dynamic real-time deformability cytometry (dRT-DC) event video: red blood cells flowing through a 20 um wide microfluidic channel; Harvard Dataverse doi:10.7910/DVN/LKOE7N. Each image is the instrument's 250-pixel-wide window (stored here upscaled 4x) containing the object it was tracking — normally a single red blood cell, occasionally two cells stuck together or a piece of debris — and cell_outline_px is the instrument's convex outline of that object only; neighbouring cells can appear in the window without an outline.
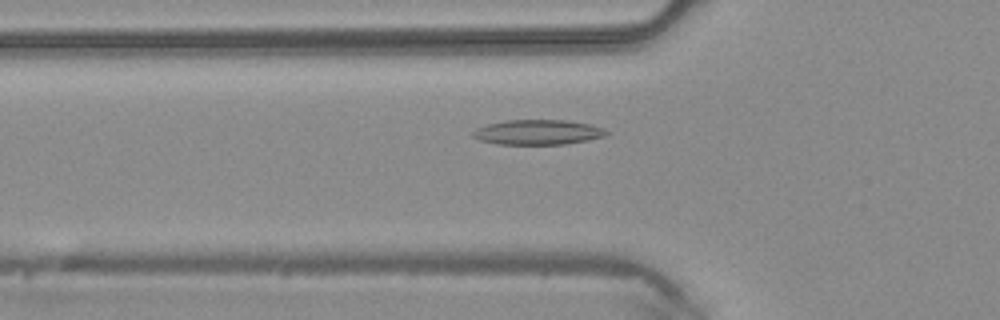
{"species": "common noctule bat (a hibernating species)", "species_latin": "Nyctalus noctula", "temperature_condition": "warm", "stored_images_in_passage": 42, "camera_frame_rate_fps": 3000, "um_per_image_px": 0.085, "animal": {"sex": "male", "body_mass_g": 20.4}, "frame": {"image": 1, "passage_image": 15, "time_ms": 4.667, "image_size_px": [1000, 320], "cell_outline_px": [[608, 132], [604, 136], [588, 140], [564, 144], [496, 144], [480, 140], [472, 136], [472, 132], [476, 128], [488, 124], [504, 120], [564, 120], [588, 124], [604, 128]], "centroid_in_image_um": [45.68, 11.24], "position_along_channel_um": 80.1, "area_um2": 19.31}}
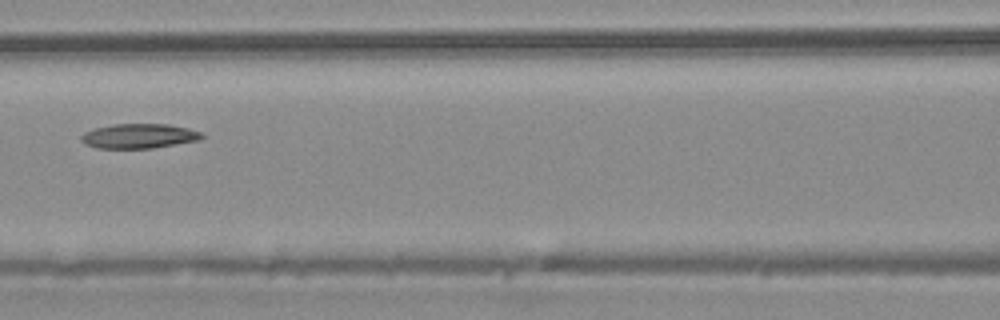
{"frame": {"image": 2, "passage_image": 20, "time_ms": 6.333, "image_size_px": [1000, 320], "cell_outline_px": [[204, 136], [200, 140], [152, 148], [96, 148], [84, 144], [80, 140], [80, 136], [84, 132], [92, 128], [112, 124], [168, 124], [188, 128], [200, 132]], "centroid_in_image_um": [11.76, 11.56], "position_along_channel_um": 154.8, "area_um2": 17.46}}
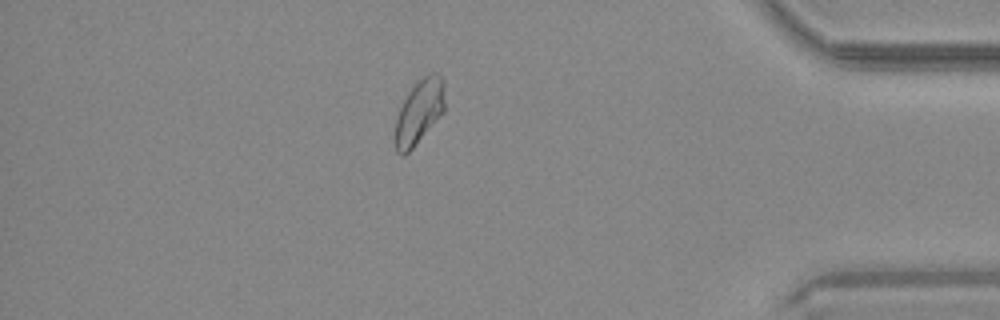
{"frame": {"image": 3, "passage_image": 39, "time_ms": 12.667, "image_size_px": [1000, 320], "cell_outline_px": [[444, 112], [412, 148], [404, 156], [400, 156], [396, 152], [396, 120], [400, 108], [408, 92], [428, 72], [440, 72], [444, 80]], "centroid_in_image_um": [35.66, 9.47], "position_along_channel_um": 399.5, "area_um2": 18.44}}